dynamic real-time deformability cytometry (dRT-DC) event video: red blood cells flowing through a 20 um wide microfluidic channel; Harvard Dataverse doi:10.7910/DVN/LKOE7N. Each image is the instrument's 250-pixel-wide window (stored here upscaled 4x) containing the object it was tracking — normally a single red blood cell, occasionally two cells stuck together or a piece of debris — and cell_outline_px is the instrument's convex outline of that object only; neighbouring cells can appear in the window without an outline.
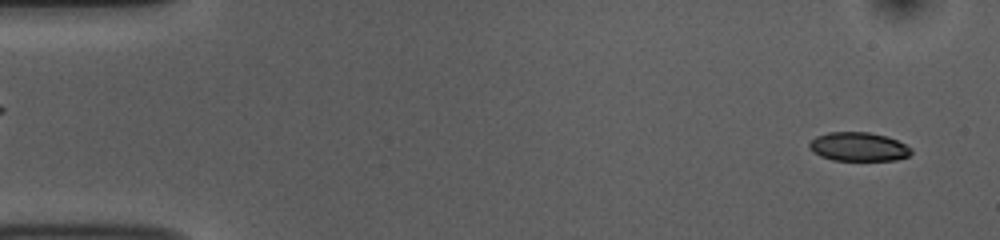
{"species": "common noctule bat (a hibernating species)", "species_latin": "Nyctalus noctula", "temperature_condition": "room temperature", "stored_images_in_passage": 52, "camera_frame_rate_fps": 3000, "um_per_image_px": 0.085, "animal": {"sex": "female", "body_mass_g": 10.0, "forearm_length_mm": 53.1}, "frame": {"image": 1, "passage_image": 2, "time_ms": 0.333, "image_size_px": [1000, 240], "cell_outline_px": [[912, 152], [908, 156], [896, 160], [832, 160], [820, 156], [812, 152], [808, 148], [808, 144], [816, 136], [828, 132], [868, 132], [888, 136], [912, 148]], "centroid_in_image_um": [72.95, 12.47], "position_along_channel_um": 12.1, "area_um2": 17.22}}
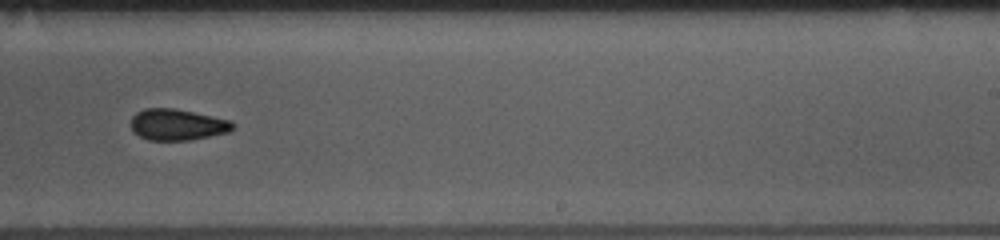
{"frame": {"image": 2, "passage_image": 32, "time_ms": 10.333, "image_size_px": [1000, 240], "cell_outline_px": [[236, 124], [228, 132], [188, 140], [148, 140], [132, 132], [132, 116], [136, 112], [144, 108], [176, 108], [232, 120]], "centroid_in_image_um": [15.07, 10.58], "position_along_channel_um": 273.9, "area_um2": 18.61}}
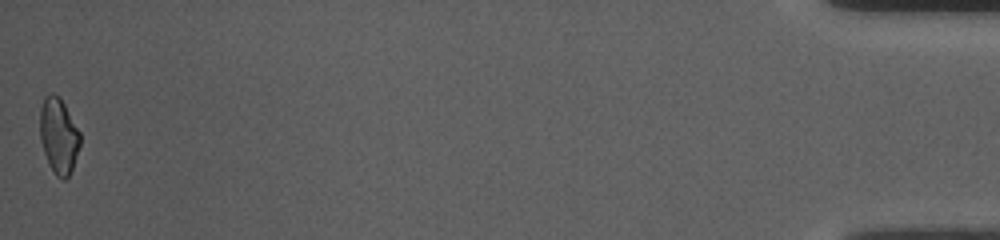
{"frame": {"image": 3, "passage_image": 52, "time_ms": 17.0, "image_size_px": [1000, 240], "cell_outline_px": [[80, 144], [72, 168], [68, 176], [64, 180], [60, 180], [56, 176], [48, 164], [40, 140], [40, 108], [44, 96], [52, 92], [60, 96], [80, 132]], "centroid_in_image_um": [4.97, 11.52], "position_along_channel_um": 430.2, "area_um2": 17.8}, "authors_computed_cell_mechanics": {"area_um2": 18.496, "velocity_mm_per_s": 3.7696, "shape_relaxation_time_tau1_ms": 8.2522, "shape_relaxation_time_tau2_ms": 4.534, "deformation_change_tau1": 0.1494, "deformation_change_tau2": 0.1124}}